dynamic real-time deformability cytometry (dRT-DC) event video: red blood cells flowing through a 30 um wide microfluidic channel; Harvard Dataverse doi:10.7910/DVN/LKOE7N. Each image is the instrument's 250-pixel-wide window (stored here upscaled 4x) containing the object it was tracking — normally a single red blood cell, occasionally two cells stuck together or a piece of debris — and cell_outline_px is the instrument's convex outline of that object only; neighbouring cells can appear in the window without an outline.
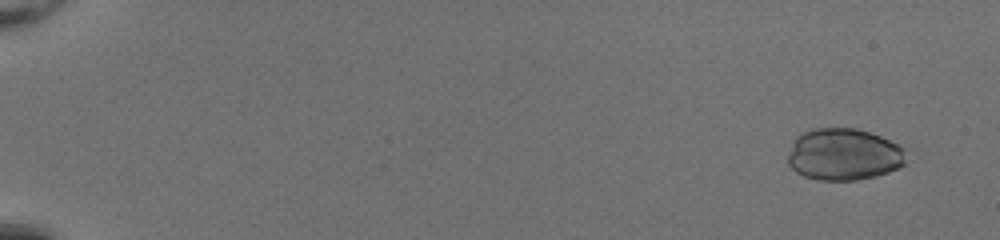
{"species": "common noctule bat (a hibernating species)", "species_latin": "Nyctalus noctula", "temperature_condition": "room temperature", "stored_images_in_passage": 53, "camera_frame_rate_fps": 3000, "um_per_image_px": 0.085, "animal": {"sex": "female", "body_mass_g": 20.0, "forearm_length_mm": 54.0}, "frame": {"image": 1, "passage_image": 4, "time_ms": 1.0, "image_size_px": [1000, 240], "cell_outline_px": [[904, 164], [888, 172], [876, 176], [856, 180], [816, 180], [804, 176], [796, 172], [788, 164], [788, 156], [792, 144], [796, 136], [800, 132], [812, 128], [856, 128], [880, 136], [904, 148]], "centroid_in_image_um": [71.67, 13.12], "position_along_channel_um": 13.3, "area_um2": 35.72}}